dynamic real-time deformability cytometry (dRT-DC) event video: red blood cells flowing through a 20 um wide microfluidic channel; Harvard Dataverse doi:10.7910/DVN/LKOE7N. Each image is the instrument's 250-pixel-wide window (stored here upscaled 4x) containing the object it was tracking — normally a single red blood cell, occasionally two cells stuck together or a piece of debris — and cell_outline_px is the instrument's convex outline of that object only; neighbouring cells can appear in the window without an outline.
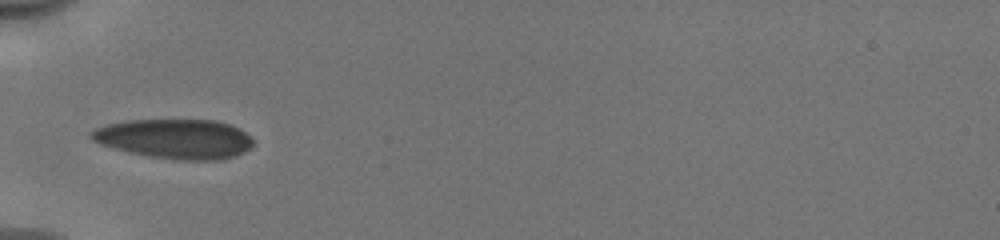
{"species": "human", "species_latin": "Homo sapiens", "temperature_condition": "cold", "stored_images_in_passage": 13, "camera_frame_rate_fps": 3000, "um_per_image_px": 0.085, "donor": {"sex": "male"}, "frame": {"image": 1, "passage_image": 7, "time_ms": 2.0, "image_size_px": [1000, 240], "cell_outline_px": [[256, 140], [244, 152], [236, 156], [220, 160], [180, 160], [148, 156], [128, 152], [100, 144], [92, 140], [88, 136], [88, 132], [96, 128], [108, 124], [128, 120], [216, 120], [232, 124], [240, 128], [252, 136]], "centroid_in_image_um": [14.9, 11.8], "position_along_channel_um": 70.1, "area_um2": 37.8}}
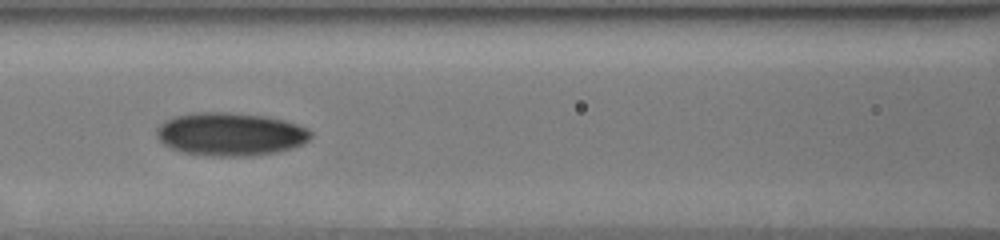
{"frame": {"image": 2, "passage_image": 9, "time_ms": 2.667, "image_size_px": [1000, 240], "cell_outline_px": [[312, 136], [304, 144], [292, 148], [276, 152], [252, 156], [212, 156], [184, 152], [172, 148], [164, 144], [156, 136], [156, 128], [164, 120], [172, 116], [192, 112], [228, 112], [268, 116], [284, 120], [308, 128], [312, 132]], "centroid_in_image_um": [19.58, 11.39], "position_along_channel_um": 147.0, "area_um2": 39.13}}
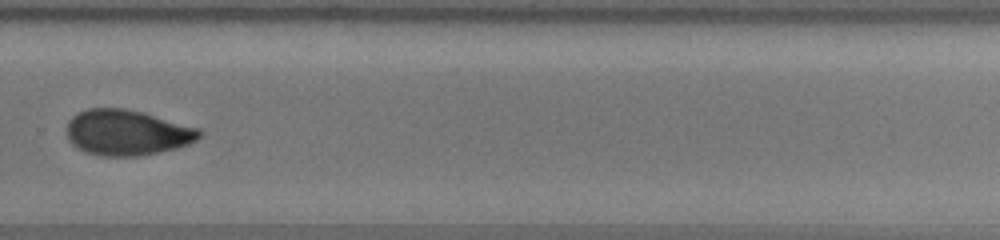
{"frame": {"image": 3, "passage_image": 13, "time_ms": 4.0, "image_size_px": [1000, 240], "cell_outline_px": [[204, 132], [196, 140], [188, 144], [176, 148], [136, 156], [100, 156], [84, 152], [76, 148], [68, 140], [68, 120], [76, 112], [88, 108], [124, 108], [140, 112], [200, 128]], "centroid_in_image_um": [10.76, 11.27], "position_along_channel_um": 319.0, "area_um2": 35.2}}